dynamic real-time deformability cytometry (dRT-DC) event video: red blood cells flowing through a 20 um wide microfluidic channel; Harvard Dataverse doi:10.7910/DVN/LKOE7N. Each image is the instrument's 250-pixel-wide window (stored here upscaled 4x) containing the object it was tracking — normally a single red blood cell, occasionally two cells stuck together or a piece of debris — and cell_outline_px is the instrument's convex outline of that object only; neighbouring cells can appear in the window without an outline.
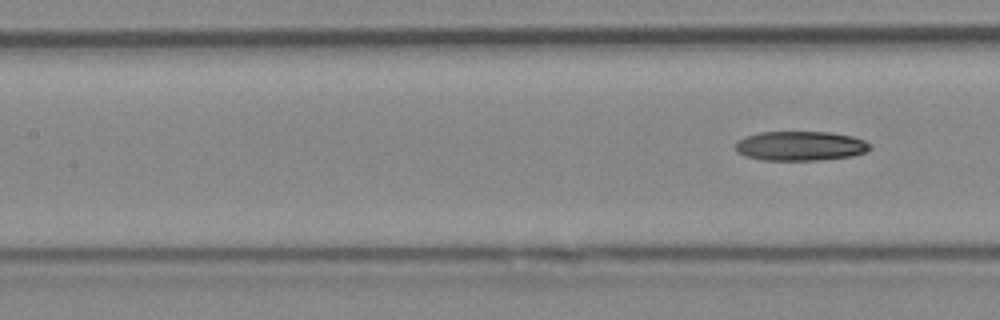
{"species": "Egyptian fruit bat (a non-hibernating species)", "species_latin": "Rousettus aegyptiacus", "temperature_condition": "cold", "stored_images_in_passage": 8, "segment_of_instrument_passage": [2, 2], "camera_frame_rate_fps": 3000, "um_per_image_px": 0.085, "animal": {"sex": "female"}, "frame": {"image": 1, "passage_image": 8, "time_ms": 2.333, "image_size_px": [1000, 320], "cell_outline_px": [[872, 148], [864, 152], [852, 156], [820, 160], [760, 160], [744, 156], [736, 152], [736, 140], [744, 136], [760, 132], [832, 132], [852, 136], [864, 140], [872, 144]], "centroid_in_image_um": [68.01, 12.4], "position_along_channel_um": 139.4, "area_um2": 23.41}}